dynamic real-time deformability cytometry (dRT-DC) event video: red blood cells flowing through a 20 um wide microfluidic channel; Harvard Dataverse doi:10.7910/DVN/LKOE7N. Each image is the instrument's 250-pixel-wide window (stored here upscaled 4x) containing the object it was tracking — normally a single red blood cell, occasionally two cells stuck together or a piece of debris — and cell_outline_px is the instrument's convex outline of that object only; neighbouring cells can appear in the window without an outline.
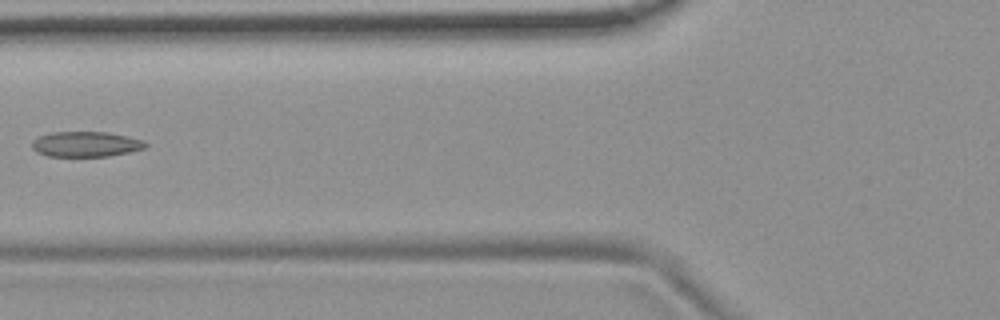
{"species": "common noctule bat (a hibernating species)", "species_latin": "Nyctalus noctula", "temperature_condition": "room temperature", "stored_images_in_passage": 7, "camera_frame_rate_fps": 3000, "um_per_image_px": 0.085, "animal": {"sex": "female", "body_mass_g": 19.9}, "frame": {"image": 1, "passage_image": 6, "time_ms": 1.667, "image_size_px": [1000, 320], "cell_outline_px": [[148, 144], [144, 148], [128, 152], [108, 156], [48, 156], [36, 152], [32, 148], [32, 140], [36, 136], [52, 132], [108, 132], [128, 136], [144, 140]], "centroid_in_image_um": [7.27, 12.24], "position_along_channel_um": 118.5, "area_um2": 16.82}}
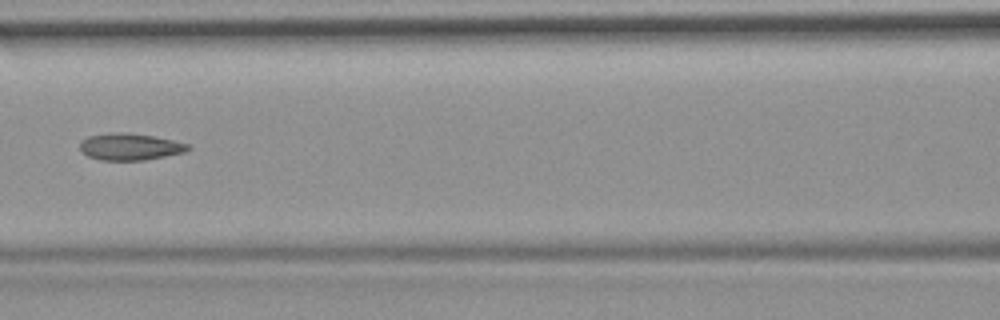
{"frame": {"image": 2, "passage_image": 7, "time_ms": 2.0, "image_size_px": [1000, 320], "cell_outline_px": [[192, 148], [184, 152], [144, 160], [100, 160], [88, 156], [80, 148], [80, 140], [88, 136], [120, 132], [124, 132], [152, 136], [172, 140], [188, 144]], "centroid_in_image_um": [11.04, 12.47], "position_along_channel_um": 155.6, "area_um2": 16.65}}